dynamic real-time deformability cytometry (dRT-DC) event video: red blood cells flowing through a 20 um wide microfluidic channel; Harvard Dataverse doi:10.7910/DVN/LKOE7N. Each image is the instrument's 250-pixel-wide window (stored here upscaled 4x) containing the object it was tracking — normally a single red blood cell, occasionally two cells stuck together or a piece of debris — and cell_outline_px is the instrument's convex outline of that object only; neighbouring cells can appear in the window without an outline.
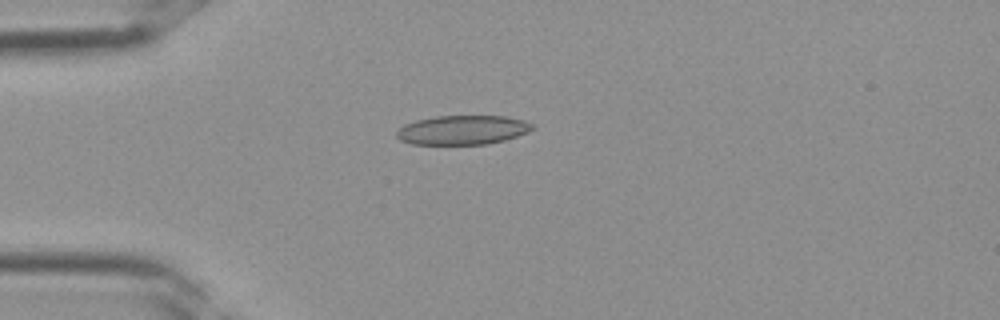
{"species": "Egyptian fruit bat (a non-hibernating species)", "species_latin": "Rousettus aegyptiacus", "temperature_condition": "room temperature", "stored_images_in_passage": 37, "camera_frame_rate_fps": 3000, "um_per_image_px": 0.085, "frame": {"image": 1, "passage_image": 10, "time_ms": 3.0, "image_size_px": [1000, 320], "cell_outline_px": [[536, 128], [528, 132], [504, 140], [488, 144], [412, 144], [400, 140], [396, 136], [396, 132], [404, 124], [416, 120], [436, 116], [508, 116], [524, 120], [536, 124]], "centroid_in_image_um": [39.36, 11.04], "position_along_channel_um": 45.6, "area_um2": 23.29}}
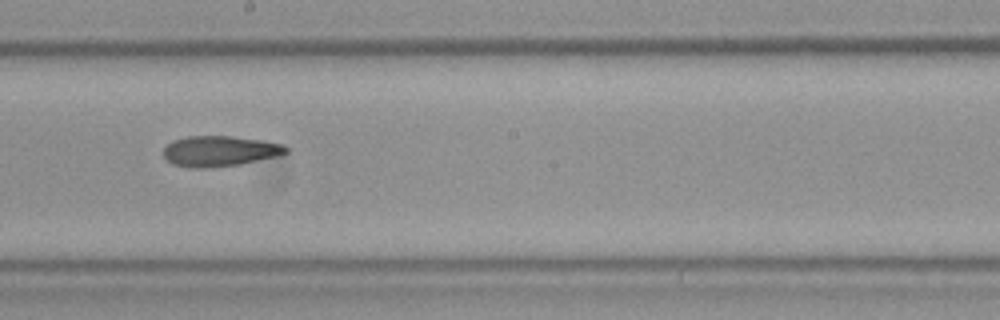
{"frame": {"image": 2, "passage_image": 21, "time_ms": 6.667, "image_size_px": [1000, 320], "cell_outline_px": [[288, 152], [280, 156], [240, 164], [204, 168], [188, 168], [172, 164], [164, 156], [164, 148], [172, 140], [188, 136], [232, 136], [260, 140], [280, 144], [288, 148]], "centroid_in_image_um": [18.66, 12.85], "position_along_channel_um": 229.5, "area_um2": 21.79}}
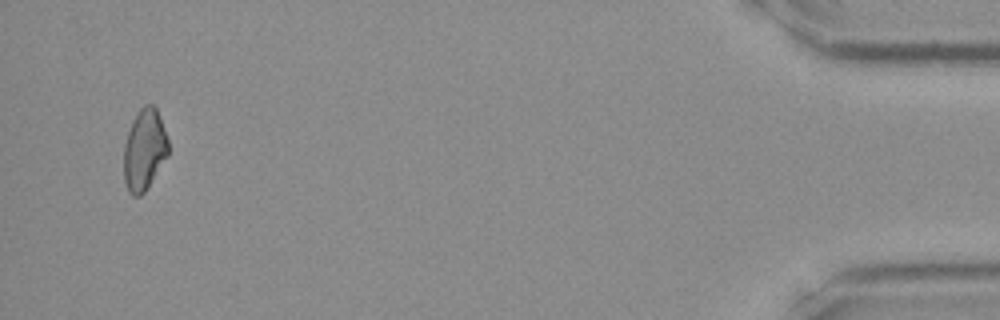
{"frame": {"image": 3, "passage_image": 36, "time_ms": 11.667, "image_size_px": [1000, 320], "cell_outline_px": [[168, 156], [144, 192], [140, 196], [132, 196], [128, 192], [124, 180], [124, 144], [132, 120], [140, 108], [144, 104], [152, 104], [156, 108], [168, 140]], "centroid_in_image_um": [12.26, 12.74], "position_along_channel_um": 422.9, "area_um2": 20.98}}